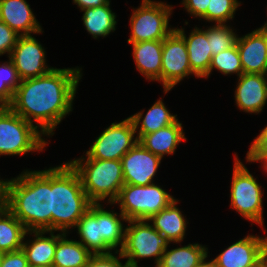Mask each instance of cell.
I'll list each match as a JSON object with an SVG mask.
<instances>
[{
	"label": "cell",
	"mask_w": 267,
	"mask_h": 267,
	"mask_svg": "<svg viewBox=\"0 0 267 267\" xmlns=\"http://www.w3.org/2000/svg\"><path fill=\"white\" fill-rule=\"evenodd\" d=\"M161 158L148 151L139 141L122 157L124 183L150 185Z\"/></svg>",
	"instance_id": "5bb4252c"
},
{
	"label": "cell",
	"mask_w": 267,
	"mask_h": 267,
	"mask_svg": "<svg viewBox=\"0 0 267 267\" xmlns=\"http://www.w3.org/2000/svg\"><path fill=\"white\" fill-rule=\"evenodd\" d=\"M93 254L79 241L66 239V233L57 241L53 267H86Z\"/></svg>",
	"instance_id": "cb8c5ba5"
},
{
	"label": "cell",
	"mask_w": 267,
	"mask_h": 267,
	"mask_svg": "<svg viewBox=\"0 0 267 267\" xmlns=\"http://www.w3.org/2000/svg\"><path fill=\"white\" fill-rule=\"evenodd\" d=\"M34 267H53V266H34Z\"/></svg>",
	"instance_id": "bcb514c9"
},
{
	"label": "cell",
	"mask_w": 267,
	"mask_h": 267,
	"mask_svg": "<svg viewBox=\"0 0 267 267\" xmlns=\"http://www.w3.org/2000/svg\"><path fill=\"white\" fill-rule=\"evenodd\" d=\"M210 0H183V5L187 12L196 17H202L209 5Z\"/></svg>",
	"instance_id": "8d00e7d4"
},
{
	"label": "cell",
	"mask_w": 267,
	"mask_h": 267,
	"mask_svg": "<svg viewBox=\"0 0 267 267\" xmlns=\"http://www.w3.org/2000/svg\"><path fill=\"white\" fill-rule=\"evenodd\" d=\"M248 162H257V161H263L264 162V168L267 171V157H246Z\"/></svg>",
	"instance_id": "ab89813d"
},
{
	"label": "cell",
	"mask_w": 267,
	"mask_h": 267,
	"mask_svg": "<svg viewBox=\"0 0 267 267\" xmlns=\"http://www.w3.org/2000/svg\"><path fill=\"white\" fill-rule=\"evenodd\" d=\"M207 248L202 245L188 244L164 251L158 267H198L207 258Z\"/></svg>",
	"instance_id": "d4e9b609"
},
{
	"label": "cell",
	"mask_w": 267,
	"mask_h": 267,
	"mask_svg": "<svg viewBox=\"0 0 267 267\" xmlns=\"http://www.w3.org/2000/svg\"><path fill=\"white\" fill-rule=\"evenodd\" d=\"M235 91L237 106L250 113L262 111L267 101V78L264 74L243 73Z\"/></svg>",
	"instance_id": "e0dca14e"
},
{
	"label": "cell",
	"mask_w": 267,
	"mask_h": 267,
	"mask_svg": "<svg viewBox=\"0 0 267 267\" xmlns=\"http://www.w3.org/2000/svg\"><path fill=\"white\" fill-rule=\"evenodd\" d=\"M261 29H263L264 31H267V23H265V25L262 26Z\"/></svg>",
	"instance_id": "ee69618b"
},
{
	"label": "cell",
	"mask_w": 267,
	"mask_h": 267,
	"mask_svg": "<svg viewBox=\"0 0 267 267\" xmlns=\"http://www.w3.org/2000/svg\"><path fill=\"white\" fill-rule=\"evenodd\" d=\"M110 4H105L96 8H87L84 11L82 20L86 30L94 37L107 36L111 31H115L117 24L115 13L110 9Z\"/></svg>",
	"instance_id": "4316f807"
},
{
	"label": "cell",
	"mask_w": 267,
	"mask_h": 267,
	"mask_svg": "<svg viewBox=\"0 0 267 267\" xmlns=\"http://www.w3.org/2000/svg\"><path fill=\"white\" fill-rule=\"evenodd\" d=\"M177 115H172L165 107L162 100H158L147 111L146 115L142 119V123L139 129L138 141L148 133H154L159 129L167 127L173 124L177 118Z\"/></svg>",
	"instance_id": "83f0119b"
},
{
	"label": "cell",
	"mask_w": 267,
	"mask_h": 267,
	"mask_svg": "<svg viewBox=\"0 0 267 267\" xmlns=\"http://www.w3.org/2000/svg\"><path fill=\"white\" fill-rule=\"evenodd\" d=\"M8 209L7 200H0V216Z\"/></svg>",
	"instance_id": "60d3db41"
},
{
	"label": "cell",
	"mask_w": 267,
	"mask_h": 267,
	"mask_svg": "<svg viewBox=\"0 0 267 267\" xmlns=\"http://www.w3.org/2000/svg\"><path fill=\"white\" fill-rule=\"evenodd\" d=\"M172 8L162 2L142 0V5L133 11L130 18L132 31L127 42L164 40L174 30L168 29Z\"/></svg>",
	"instance_id": "30bf717a"
},
{
	"label": "cell",
	"mask_w": 267,
	"mask_h": 267,
	"mask_svg": "<svg viewBox=\"0 0 267 267\" xmlns=\"http://www.w3.org/2000/svg\"><path fill=\"white\" fill-rule=\"evenodd\" d=\"M6 199L8 210L27 231H52L51 169L8 180Z\"/></svg>",
	"instance_id": "7a4b0ae2"
},
{
	"label": "cell",
	"mask_w": 267,
	"mask_h": 267,
	"mask_svg": "<svg viewBox=\"0 0 267 267\" xmlns=\"http://www.w3.org/2000/svg\"><path fill=\"white\" fill-rule=\"evenodd\" d=\"M174 199L166 208L153 215L147 221H153V227L164 235L170 242H181L186 231V221L180 210L176 207Z\"/></svg>",
	"instance_id": "603a6c76"
},
{
	"label": "cell",
	"mask_w": 267,
	"mask_h": 267,
	"mask_svg": "<svg viewBox=\"0 0 267 267\" xmlns=\"http://www.w3.org/2000/svg\"><path fill=\"white\" fill-rule=\"evenodd\" d=\"M231 186V207L245 219L263 224L262 190L256 179L236 156Z\"/></svg>",
	"instance_id": "8fae6325"
},
{
	"label": "cell",
	"mask_w": 267,
	"mask_h": 267,
	"mask_svg": "<svg viewBox=\"0 0 267 267\" xmlns=\"http://www.w3.org/2000/svg\"><path fill=\"white\" fill-rule=\"evenodd\" d=\"M129 267H138V265H129ZM155 267H158L157 265Z\"/></svg>",
	"instance_id": "f6af8a7d"
},
{
	"label": "cell",
	"mask_w": 267,
	"mask_h": 267,
	"mask_svg": "<svg viewBox=\"0 0 267 267\" xmlns=\"http://www.w3.org/2000/svg\"><path fill=\"white\" fill-rule=\"evenodd\" d=\"M240 3L237 0H210L206 13L201 17L217 24H225L234 17Z\"/></svg>",
	"instance_id": "1f68e13d"
},
{
	"label": "cell",
	"mask_w": 267,
	"mask_h": 267,
	"mask_svg": "<svg viewBox=\"0 0 267 267\" xmlns=\"http://www.w3.org/2000/svg\"><path fill=\"white\" fill-rule=\"evenodd\" d=\"M204 31L207 34V40L210 41L212 56L220 54L237 43V35L225 24H217Z\"/></svg>",
	"instance_id": "f1b7e54d"
},
{
	"label": "cell",
	"mask_w": 267,
	"mask_h": 267,
	"mask_svg": "<svg viewBox=\"0 0 267 267\" xmlns=\"http://www.w3.org/2000/svg\"><path fill=\"white\" fill-rule=\"evenodd\" d=\"M19 36L6 23L0 21V55L6 52L10 55Z\"/></svg>",
	"instance_id": "d6a6232c"
},
{
	"label": "cell",
	"mask_w": 267,
	"mask_h": 267,
	"mask_svg": "<svg viewBox=\"0 0 267 267\" xmlns=\"http://www.w3.org/2000/svg\"><path fill=\"white\" fill-rule=\"evenodd\" d=\"M174 198L164 189L155 185L124 184L114 203L120 204V218L129 220H148L166 208Z\"/></svg>",
	"instance_id": "8992f818"
},
{
	"label": "cell",
	"mask_w": 267,
	"mask_h": 267,
	"mask_svg": "<svg viewBox=\"0 0 267 267\" xmlns=\"http://www.w3.org/2000/svg\"><path fill=\"white\" fill-rule=\"evenodd\" d=\"M213 68H216L225 75L237 73L238 76H241L243 74V67L237 45L212 56L209 72L205 76L206 78L210 75Z\"/></svg>",
	"instance_id": "4dcf8cb0"
},
{
	"label": "cell",
	"mask_w": 267,
	"mask_h": 267,
	"mask_svg": "<svg viewBox=\"0 0 267 267\" xmlns=\"http://www.w3.org/2000/svg\"><path fill=\"white\" fill-rule=\"evenodd\" d=\"M92 204L69 162L51 168L52 231L75 227Z\"/></svg>",
	"instance_id": "3957f363"
},
{
	"label": "cell",
	"mask_w": 267,
	"mask_h": 267,
	"mask_svg": "<svg viewBox=\"0 0 267 267\" xmlns=\"http://www.w3.org/2000/svg\"><path fill=\"white\" fill-rule=\"evenodd\" d=\"M21 80L17 70L9 58V62L0 65V106H8Z\"/></svg>",
	"instance_id": "f546056e"
},
{
	"label": "cell",
	"mask_w": 267,
	"mask_h": 267,
	"mask_svg": "<svg viewBox=\"0 0 267 267\" xmlns=\"http://www.w3.org/2000/svg\"><path fill=\"white\" fill-rule=\"evenodd\" d=\"M267 254V237L246 236L212 261L218 267H253Z\"/></svg>",
	"instance_id": "9a60e30c"
},
{
	"label": "cell",
	"mask_w": 267,
	"mask_h": 267,
	"mask_svg": "<svg viewBox=\"0 0 267 267\" xmlns=\"http://www.w3.org/2000/svg\"><path fill=\"white\" fill-rule=\"evenodd\" d=\"M8 57L13 62L21 81L40 77L54 69L45 65L44 48L32 35H20Z\"/></svg>",
	"instance_id": "4fadbf2b"
},
{
	"label": "cell",
	"mask_w": 267,
	"mask_h": 267,
	"mask_svg": "<svg viewBox=\"0 0 267 267\" xmlns=\"http://www.w3.org/2000/svg\"><path fill=\"white\" fill-rule=\"evenodd\" d=\"M35 234V239L31 243H23L22 250L24 251L29 267L34 266H52L54 259L57 241L65 234L54 235L50 231V237H45L47 231L39 230L32 231Z\"/></svg>",
	"instance_id": "7402d4cb"
},
{
	"label": "cell",
	"mask_w": 267,
	"mask_h": 267,
	"mask_svg": "<svg viewBox=\"0 0 267 267\" xmlns=\"http://www.w3.org/2000/svg\"><path fill=\"white\" fill-rule=\"evenodd\" d=\"M7 186L8 181L0 180V200H7Z\"/></svg>",
	"instance_id": "f35d334b"
},
{
	"label": "cell",
	"mask_w": 267,
	"mask_h": 267,
	"mask_svg": "<svg viewBox=\"0 0 267 267\" xmlns=\"http://www.w3.org/2000/svg\"><path fill=\"white\" fill-rule=\"evenodd\" d=\"M112 254H93L86 267H129L127 262L122 265L119 259Z\"/></svg>",
	"instance_id": "836d02e7"
},
{
	"label": "cell",
	"mask_w": 267,
	"mask_h": 267,
	"mask_svg": "<svg viewBox=\"0 0 267 267\" xmlns=\"http://www.w3.org/2000/svg\"><path fill=\"white\" fill-rule=\"evenodd\" d=\"M142 117L143 112H138L119 123H112L96 139L86 155L99 160H121L138 142L134 135Z\"/></svg>",
	"instance_id": "9c48e42d"
},
{
	"label": "cell",
	"mask_w": 267,
	"mask_h": 267,
	"mask_svg": "<svg viewBox=\"0 0 267 267\" xmlns=\"http://www.w3.org/2000/svg\"><path fill=\"white\" fill-rule=\"evenodd\" d=\"M137 69L147 79L162 82L163 40L131 43Z\"/></svg>",
	"instance_id": "ffe728a7"
},
{
	"label": "cell",
	"mask_w": 267,
	"mask_h": 267,
	"mask_svg": "<svg viewBox=\"0 0 267 267\" xmlns=\"http://www.w3.org/2000/svg\"><path fill=\"white\" fill-rule=\"evenodd\" d=\"M191 71L184 38L174 29L164 40L162 50V82L167 93Z\"/></svg>",
	"instance_id": "7c38bea8"
},
{
	"label": "cell",
	"mask_w": 267,
	"mask_h": 267,
	"mask_svg": "<svg viewBox=\"0 0 267 267\" xmlns=\"http://www.w3.org/2000/svg\"><path fill=\"white\" fill-rule=\"evenodd\" d=\"M73 2L77 4L81 10L87 8H96L105 4H110L109 0H73Z\"/></svg>",
	"instance_id": "74e56055"
},
{
	"label": "cell",
	"mask_w": 267,
	"mask_h": 267,
	"mask_svg": "<svg viewBox=\"0 0 267 267\" xmlns=\"http://www.w3.org/2000/svg\"><path fill=\"white\" fill-rule=\"evenodd\" d=\"M185 40L191 71L196 77L204 78L212 60L210 41L204 30L195 28L186 38L183 29H175Z\"/></svg>",
	"instance_id": "d6986e66"
},
{
	"label": "cell",
	"mask_w": 267,
	"mask_h": 267,
	"mask_svg": "<svg viewBox=\"0 0 267 267\" xmlns=\"http://www.w3.org/2000/svg\"><path fill=\"white\" fill-rule=\"evenodd\" d=\"M84 160L83 157L69 163L77 171L89 200L99 204L109 197V203L113 204L125 184L121 160H99L88 155Z\"/></svg>",
	"instance_id": "5b68a950"
},
{
	"label": "cell",
	"mask_w": 267,
	"mask_h": 267,
	"mask_svg": "<svg viewBox=\"0 0 267 267\" xmlns=\"http://www.w3.org/2000/svg\"><path fill=\"white\" fill-rule=\"evenodd\" d=\"M186 140L182 124L178 119L171 125L145 134L139 142L150 152L162 159L165 154H173L178 143Z\"/></svg>",
	"instance_id": "44dd1931"
},
{
	"label": "cell",
	"mask_w": 267,
	"mask_h": 267,
	"mask_svg": "<svg viewBox=\"0 0 267 267\" xmlns=\"http://www.w3.org/2000/svg\"><path fill=\"white\" fill-rule=\"evenodd\" d=\"M0 267H29L26 255L22 249L2 253Z\"/></svg>",
	"instance_id": "e575fe53"
},
{
	"label": "cell",
	"mask_w": 267,
	"mask_h": 267,
	"mask_svg": "<svg viewBox=\"0 0 267 267\" xmlns=\"http://www.w3.org/2000/svg\"><path fill=\"white\" fill-rule=\"evenodd\" d=\"M125 228V242L120 258H127L129 265H138L136 259L155 257L159 264L170 241L161 235L147 220H129Z\"/></svg>",
	"instance_id": "ba28073f"
},
{
	"label": "cell",
	"mask_w": 267,
	"mask_h": 267,
	"mask_svg": "<svg viewBox=\"0 0 267 267\" xmlns=\"http://www.w3.org/2000/svg\"><path fill=\"white\" fill-rule=\"evenodd\" d=\"M117 216L113 211L104 210L100 203L92 204L75 226L81 238L79 242L91 249L92 254H109L121 244L115 252L118 254L124 246L125 229Z\"/></svg>",
	"instance_id": "277c9868"
},
{
	"label": "cell",
	"mask_w": 267,
	"mask_h": 267,
	"mask_svg": "<svg viewBox=\"0 0 267 267\" xmlns=\"http://www.w3.org/2000/svg\"><path fill=\"white\" fill-rule=\"evenodd\" d=\"M0 21L21 36L42 31L30 5L25 0H0Z\"/></svg>",
	"instance_id": "ac0fdd59"
},
{
	"label": "cell",
	"mask_w": 267,
	"mask_h": 267,
	"mask_svg": "<svg viewBox=\"0 0 267 267\" xmlns=\"http://www.w3.org/2000/svg\"><path fill=\"white\" fill-rule=\"evenodd\" d=\"M243 73L267 74V31L259 28L237 39Z\"/></svg>",
	"instance_id": "2e32d148"
},
{
	"label": "cell",
	"mask_w": 267,
	"mask_h": 267,
	"mask_svg": "<svg viewBox=\"0 0 267 267\" xmlns=\"http://www.w3.org/2000/svg\"><path fill=\"white\" fill-rule=\"evenodd\" d=\"M253 267H267V254Z\"/></svg>",
	"instance_id": "b9f144b4"
},
{
	"label": "cell",
	"mask_w": 267,
	"mask_h": 267,
	"mask_svg": "<svg viewBox=\"0 0 267 267\" xmlns=\"http://www.w3.org/2000/svg\"><path fill=\"white\" fill-rule=\"evenodd\" d=\"M198 267H218L213 261L206 262L205 259Z\"/></svg>",
	"instance_id": "7bdbcfd3"
},
{
	"label": "cell",
	"mask_w": 267,
	"mask_h": 267,
	"mask_svg": "<svg viewBox=\"0 0 267 267\" xmlns=\"http://www.w3.org/2000/svg\"><path fill=\"white\" fill-rule=\"evenodd\" d=\"M27 231L24 225L7 209L0 216V253H8L22 249Z\"/></svg>",
	"instance_id": "484cf974"
},
{
	"label": "cell",
	"mask_w": 267,
	"mask_h": 267,
	"mask_svg": "<svg viewBox=\"0 0 267 267\" xmlns=\"http://www.w3.org/2000/svg\"><path fill=\"white\" fill-rule=\"evenodd\" d=\"M38 126L16 114L9 106H0V155H22L42 151L47 142Z\"/></svg>",
	"instance_id": "52a82bcc"
},
{
	"label": "cell",
	"mask_w": 267,
	"mask_h": 267,
	"mask_svg": "<svg viewBox=\"0 0 267 267\" xmlns=\"http://www.w3.org/2000/svg\"><path fill=\"white\" fill-rule=\"evenodd\" d=\"M80 77L79 68H54L40 77L22 80L8 106L31 124L33 118L43 135H53L56 125L72 111Z\"/></svg>",
	"instance_id": "6da1fadb"
},
{
	"label": "cell",
	"mask_w": 267,
	"mask_h": 267,
	"mask_svg": "<svg viewBox=\"0 0 267 267\" xmlns=\"http://www.w3.org/2000/svg\"><path fill=\"white\" fill-rule=\"evenodd\" d=\"M246 157H267V126L254 139Z\"/></svg>",
	"instance_id": "d590c367"
}]
</instances>
